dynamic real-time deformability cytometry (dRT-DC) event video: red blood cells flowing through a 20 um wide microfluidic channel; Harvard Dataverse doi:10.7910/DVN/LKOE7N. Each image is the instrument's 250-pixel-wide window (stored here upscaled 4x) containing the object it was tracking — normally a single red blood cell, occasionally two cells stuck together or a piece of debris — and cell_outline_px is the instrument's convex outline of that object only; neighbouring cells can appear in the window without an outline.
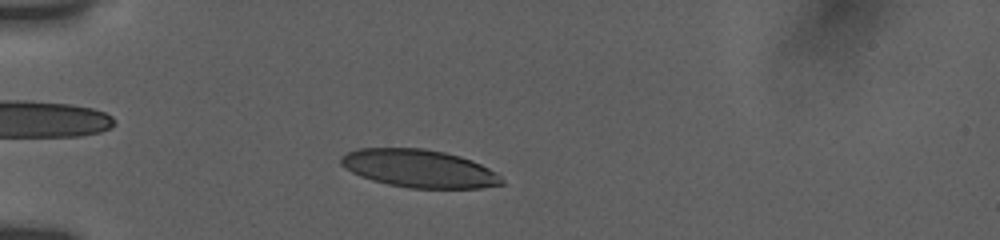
{"species": "human", "species_latin": "Homo sapiens", "temperature_condition": "room temperature", "stored_images_in_passage": 59, "camera_frame_rate_fps": 3000, "um_per_image_px": 0.085, "donor": {"sex": "female"}, "frame": {"image": 1, "passage_image": 13, "time_ms": 2.667, "image_size_px": [1000, 240], "cell_outline_px": [[504, 184], [480, 188], [408, 188], [388, 184], [372, 180], [360, 176], [352, 172], [340, 164], [340, 156], [348, 152], [360, 148], [424, 148], [444, 152], [460, 156], [472, 160], [496, 172], [504, 180]], "centroid_in_image_um": [35.63, 14.32], "position_along_channel_um": 49.4, "area_um2": 35.55}}
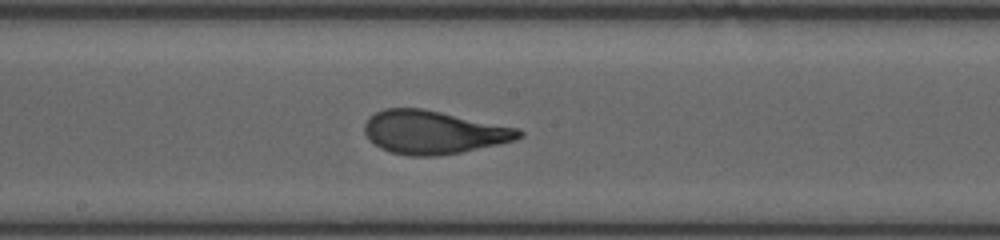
{"frame": {"image": 2, "passage_image": 34, "time_ms": 7.667, "image_size_px": [1000, 240], "cell_outline_px": [[524, 136], [516, 140], [500, 144], [460, 152], [436, 156], [408, 156], [392, 152], [380, 148], [368, 140], [364, 132], [364, 124], [368, 116], [384, 108], [424, 108], [520, 128], [524, 132]], "centroid_in_image_um": [36.85, 11.23], "position_along_channel_um": 211.3, "area_um2": 39.42}}
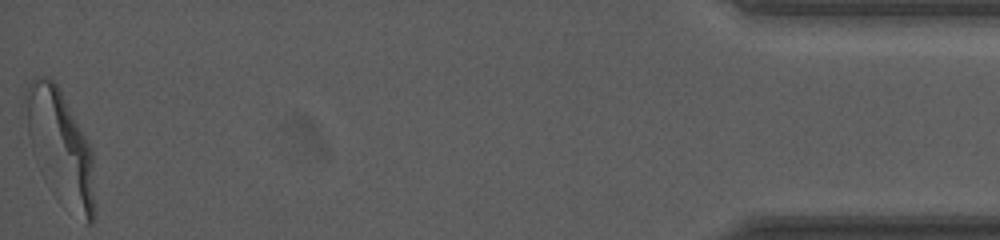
{"frame": {"image": 3, "passage_image": 59, "time_ms": 15.667, "image_size_px": [1000, 240], "cell_outline_px": [[96, 216], [92, 224], [88, 224], [28, 136], [20, 104], [28, 84], [36, 76], [48, 76], [60, 88], [92, 152]], "centroid_in_image_um": [5.14, 12.08], "position_along_channel_um": 430.1, "area_um2": 40.98}, "authors_computed_cell_mechanics": {"area_um2": 38.2636, "velocity_mm_per_s": 3.7809, "shape_relaxation_time_tau1_ms": 3.9972, "shape_relaxation_time_tau2_ms": null, "deformation_change_tau1": 0.2113, "deformation_change_tau2": null}}